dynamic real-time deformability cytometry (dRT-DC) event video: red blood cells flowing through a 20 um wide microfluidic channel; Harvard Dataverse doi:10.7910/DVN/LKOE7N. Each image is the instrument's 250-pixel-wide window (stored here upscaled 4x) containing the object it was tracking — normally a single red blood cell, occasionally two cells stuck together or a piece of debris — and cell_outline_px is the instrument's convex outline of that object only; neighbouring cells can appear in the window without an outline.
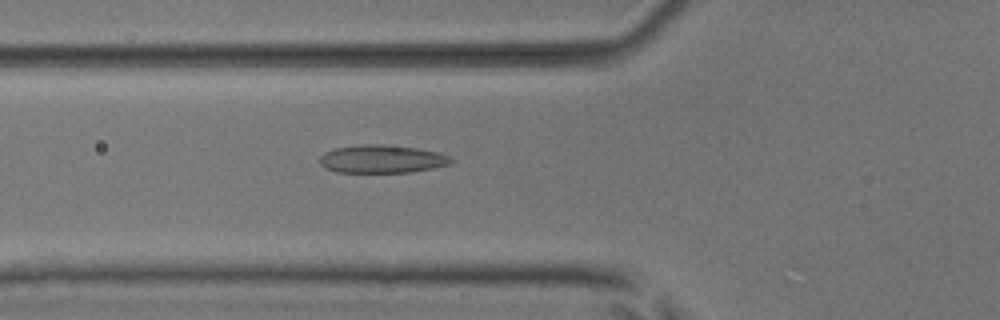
{"species": "common noctule bat (a hibernating species)", "species_latin": "Nyctalus noctula", "temperature_condition": "room temperature", "stored_images_in_passage": 36, "camera_frame_rate_fps": 3000, "um_per_image_px": 0.085, "animal": {"sex": "male", "body_mass_g": 17.9, "forearm_length_mm": 54.2}, "frame": {"image": 1, "passage_image": 3, "time_ms": 0.667, "image_size_px": [1000, 320], "cell_outline_px": [[456, 160], [452, 164], [432, 168], [408, 172], [336, 172], [324, 168], [320, 164], [320, 156], [324, 152], [336, 148], [364, 144], [380, 144], [416, 148], [436, 152], [448, 156]], "centroid_in_image_um": [32.46, 13.52], "position_along_channel_um": 93.3, "area_um2": 21.39}}
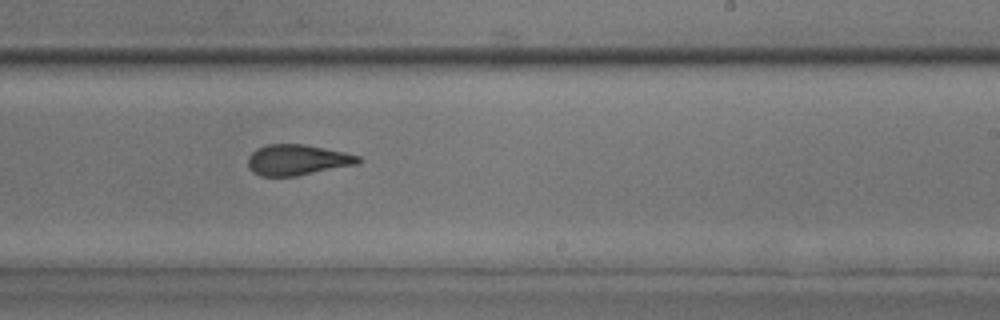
{"frame": {"image": 2, "passage_image": 16, "time_ms": 5.0, "image_size_px": [1000, 320], "cell_outline_px": [[360, 160], [356, 164], [296, 176], [260, 176], [252, 172], [248, 168], [248, 156], [256, 148], [268, 144], [304, 144], [344, 152], [360, 156]], "centroid_in_image_um": [25.21, 13.59], "position_along_channel_um": 263.8, "area_um2": 19.65}}
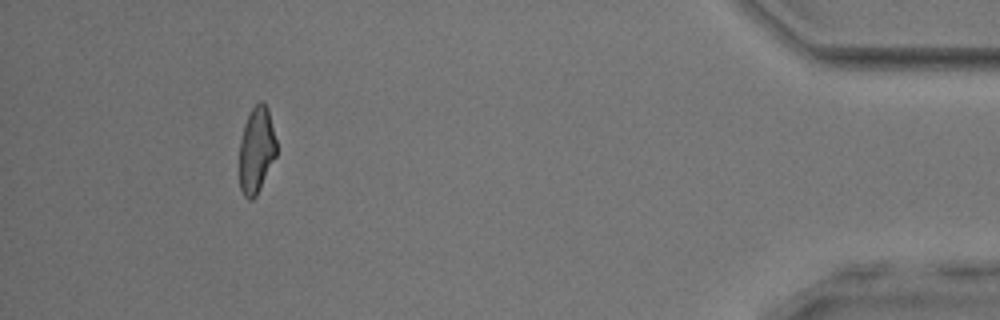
{"frame": {"image": 3, "passage_image": 32, "time_ms": 10.333, "image_size_px": [1000, 320], "cell_outline_px": [[276, 156], [256, 196], [252, 200], [248, 200], [244, 196], [240, 188], [240, 140], [244, 124], [252, 108], [260, 100], [264, 100], [268, 108], [276, 140]], "centroid_in_image_um": [21.8, 12.74], "position_along_channel_um": 413.4, "area_um2": 18.61}, "authors_computed_cell_mechanics": {"area_um2": 20.0855, "velocity_mm_per_s": 3.9376, "shape_relaxation_time_tau1_ms": 8.1146, "shape_relaxation_time_tau2_ms": 1.8105, "deformation_change_tau1": 0.198, "deformation_change_tau2": 0.0988}}